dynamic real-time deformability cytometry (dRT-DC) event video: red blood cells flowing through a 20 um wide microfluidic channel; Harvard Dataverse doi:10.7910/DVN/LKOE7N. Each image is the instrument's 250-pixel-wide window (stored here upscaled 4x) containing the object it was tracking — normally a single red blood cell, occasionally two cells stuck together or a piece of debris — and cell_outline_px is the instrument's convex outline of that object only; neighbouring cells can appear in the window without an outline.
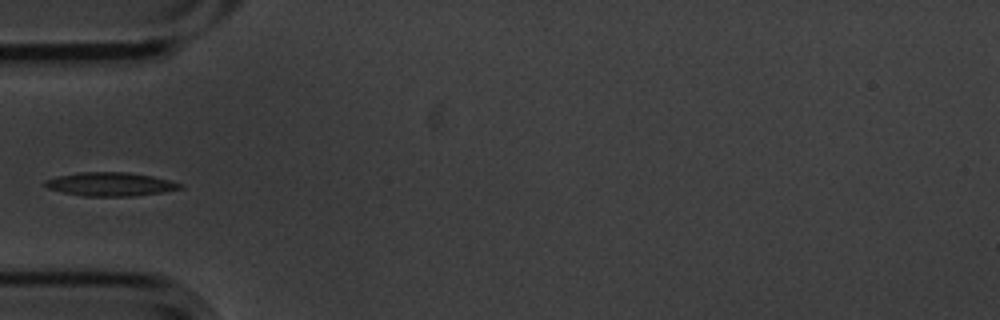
{"species": "common noctule bat (a hibernating species)", "species_latin": "Nyctalus noctula", "temperature_condition": "cold", "stored_images_in_passage": 5, "camera_frame_rate_fps": 3000, "um_per_image_px": 0.085, "animal": {"sex": "male", "body_mass_g": 20.1, "forearm_length_mm": 53.5}, "frame": {"image": 1, "passage_image": 5, "time_ms": 1.333, "image_size_px": [1000, 320], "cell_outline_px": [[184, 188], [136, 196], [84, 196], [64, 192], [48, 188], [40, 184], [44, 180], [56, 176], [80, 172], [128, 172], [152, 176], [184, 184]], "centroid_in_image_um": [9.35, 15.65], "position_along_channel_um": 75.6, "area_um2": 18.67}}